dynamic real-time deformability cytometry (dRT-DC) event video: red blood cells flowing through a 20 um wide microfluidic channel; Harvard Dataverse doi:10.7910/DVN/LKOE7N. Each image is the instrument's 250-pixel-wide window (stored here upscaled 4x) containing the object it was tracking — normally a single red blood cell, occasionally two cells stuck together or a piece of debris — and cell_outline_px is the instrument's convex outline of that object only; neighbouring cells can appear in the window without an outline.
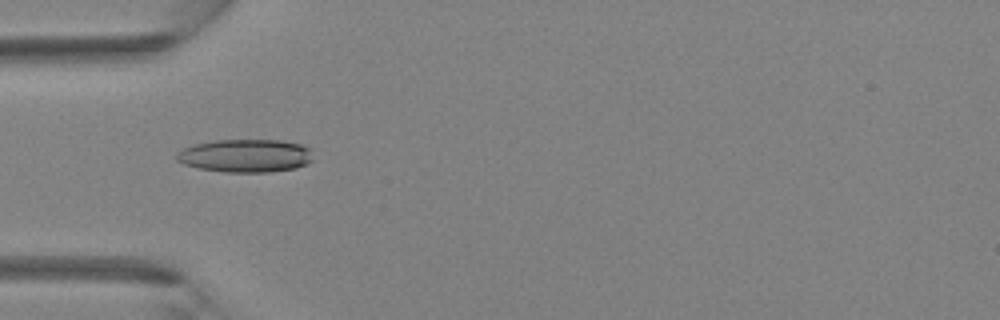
{"species": "Egyptian fruit bat (a non-hibernating species)", "species_latin": "Rousettus aegyptiacus", "temperature_condition": "room temperature", "stored_images_in_passage": 5, "camera_frame_rate_fps": 3000, "um_per_image_px": 0.085, "animal": {"sex": "female"}, "frame": {"image": 1, "passage_image": 4, "time_ms": 1.0, "image_size_px": [1000, 320], "cell_outline_px": [[312, 160], [308, 164], [296, 168], [268, 172], [224, 172], [200, 168], [184, 164], [176, 160], [176, 152], [192, 144], [216, 140], [280, 140], [300, 144], [308, 148]], "centroid_in_image_um": [20.83, 13.23], "position_along_channel_um": 64.2, "area_um2": 26.3}}
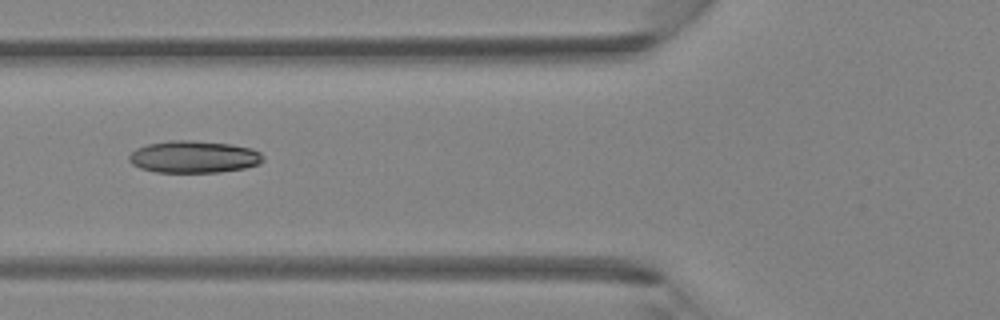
{"frame": {"image": 2, "passage_image": 5, "time_ms": 1.333, "image_size_px": [1000, 320], "cell_outline_px": [[264, 160], [260, 164], [244, 168], [220, 172], [156, 172], [140, 168], [132, 164], [128, 160], [128, 156], [136, 148], [148, 144], [168, 140], [188, 140], [232, 144], [252, 148], [260, 152], [264, 156]], "centroid_in_image_um": [16.49, 13.33], "position_along_channel_um": 109.3, "area_um2": 25.26}}